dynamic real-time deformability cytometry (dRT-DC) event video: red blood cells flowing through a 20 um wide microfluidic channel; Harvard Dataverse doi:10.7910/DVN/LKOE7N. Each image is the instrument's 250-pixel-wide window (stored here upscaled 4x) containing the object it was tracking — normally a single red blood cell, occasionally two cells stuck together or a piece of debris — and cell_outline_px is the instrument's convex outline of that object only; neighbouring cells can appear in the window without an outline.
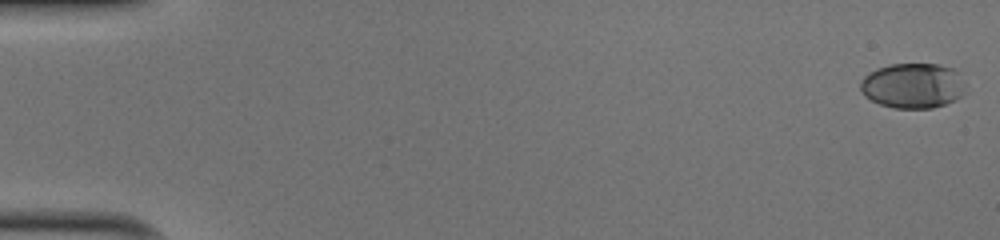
{"species": "human", "species_latin": "Homo sapiens", "temperature_condition": "cold", "stored_images_in_passage": 52, "camera_frame_rate_fps": 3000, "um_per_image_px": 0.085, "donor": {"sex": "male"}, "frame": {"image": 1, "passage_image": 1, "time_ms": 0.0, "image_size_px": [1000, 240], "cell_outline_px": [[964, 92], [956, 100], [932, 108], [896, 108], [880, 104], [864, 96], [860, 88], [860, 80], [868, 72], [876, 68], [892, 64], [940, 64], [952, 68], [964, 88]], "centroid_in_image_um": [77.52, 7.28], "position_along_channel_um": 7.5, "area_um2": 27.4}}
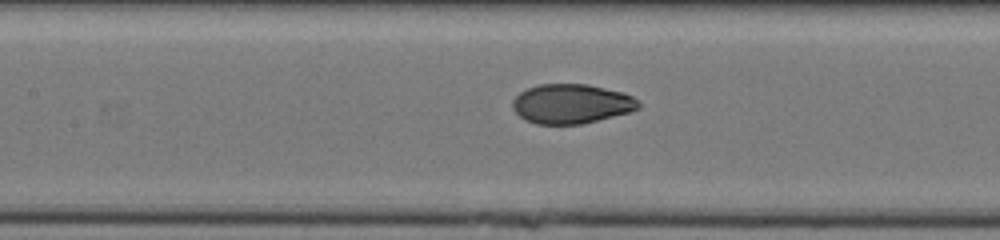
{"frame": {"image": 2, "passage_image": 25, "time_ms": 8.0, "image_size_px": [1000, 240], "cell_outline_px": [[640, 108], [628, 112], [580, 124], [536, 124], [524, 120], [512, 108], [512, 100], [520, 92], [528, 88], [540, 84], [588, 84], [624, 92], [640, 100]], "centroid_in_image_um": [48.57, 8.81], "position_along_channel_um": 158.8, "area_um2": 29.02}}
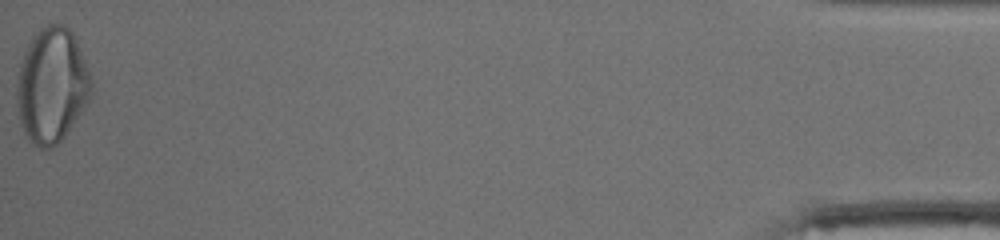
{"frame": {"image": 3, "passage_image": 52, "time_ms": 17.0, "image_size_px": [1000, 240], "cell_outline_px": [[96, 88], [92, 96], [64, 136], [52, 148], [40, 148], [28, 140], [24, 132], [20, 120], [16, 104], [16, 88], [20, 64], [24, 52], [28, 44], [36, 32], [40, 28], [48, 24], [64, 24], [76, 36]], "centroid_in_image_um": [4.43, 7.24], "position_along_channel_um": 430.8, "area_um2": 50.4}, "authors_computed_cell_mechanics": {"area_um2": 29.3624, "velocity_mm_per_s": 4.0559, "shape_relaxation_time_tau1_ms": 6.2295, "shape_relaxation_time_tau2_ms": 0.7475, "deformation_change_tau1": 0.2252, "deformation_change_tau2": 0.0491}}